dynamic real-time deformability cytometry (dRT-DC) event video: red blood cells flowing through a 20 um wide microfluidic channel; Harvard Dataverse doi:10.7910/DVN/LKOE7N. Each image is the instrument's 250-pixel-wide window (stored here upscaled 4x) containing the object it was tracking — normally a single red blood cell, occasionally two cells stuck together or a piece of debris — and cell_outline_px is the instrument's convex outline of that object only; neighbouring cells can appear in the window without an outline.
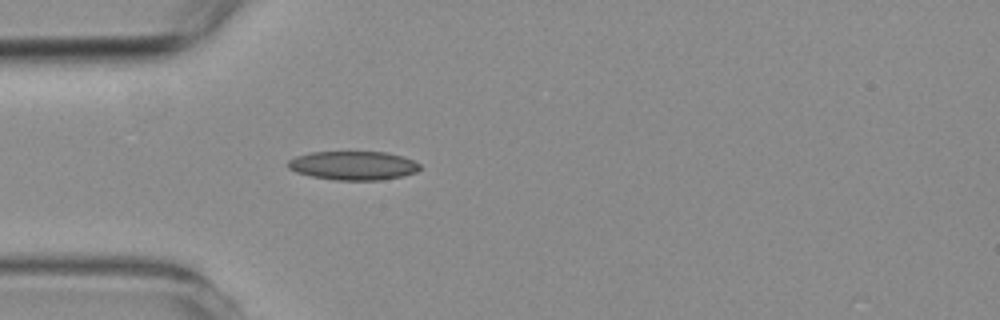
{"species": "common noctule bat (a hibernating species)", "species_latin": "Nyctalus noctula", "temperature_condition": "room temperature", "stored_images_in_passage": 14, "camera_frame_rate_fps": 3000, "um_per_image_px": 0.085, "animal": {"sex": "female", "body_mass_g": 19.3, "forearm_length_mm": 54.1}, "frame": {"image": 1, "passage_image": 7, "time_ms": 2.0, "image_size_px": [1000, 320], "cell_outline_px": [[420, 168], [416, 172], [404, 176], [380, 180], [336, 180], [312, 176], [296, 172], [288, 168], [288, 160], [296, 156], [312, 152], [388, 152], [404, 156], [420, 164]], "centroid_in_image_um": [30.05, 14.07], "position_along_channel_um": 55.0, "area_um2": 22.2}}
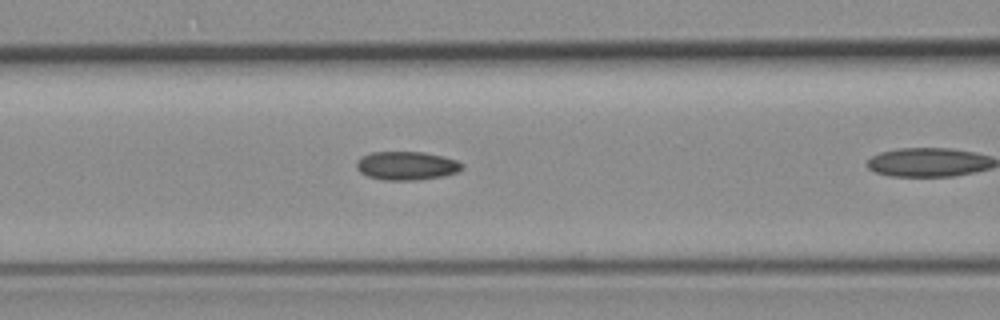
{"frame": {"image": 2, "passage_image": 10, "time_ms": 3.0, "image_size_px": [1000, 320], "cell_outline_px": [[464, 168], [460, 172], [444, 176], [416, 180], [384, 180], [368, 176], [360, 172], [356, 168], [356, 164], [364, 156], [372, 152], [424, 152], [456, 160], [464, 164]], "centroid_in_image_um": [34.61, 14.1], "position_along_channel_um": 132.0, "area_um2": 17.51}}